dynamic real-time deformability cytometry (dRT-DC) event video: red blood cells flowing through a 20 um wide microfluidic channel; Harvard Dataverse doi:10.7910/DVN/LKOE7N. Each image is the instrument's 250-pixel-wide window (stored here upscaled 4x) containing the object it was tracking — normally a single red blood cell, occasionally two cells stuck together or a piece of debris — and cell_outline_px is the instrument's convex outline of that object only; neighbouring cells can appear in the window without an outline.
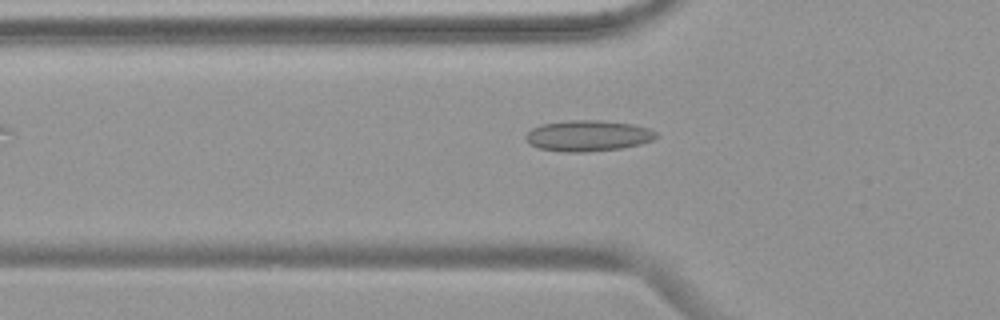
{"species": "common noctule bat (a hibernating species)", "species_latin": "Nyctalus noctula", "temperature_condition": "warm", "stored_images_in_passage": 37, "camera_frame_rate_fps": 3000, "um_per_image_px": 0.085, "animal": {"sex": "female", "body_mass_g": 19.9}, "frame": {"image": 1, "passage_image": 4, "time_ms": 1.0, "image_size_px": [1000, 320], "cell_outline_px": [[660, 136], [652, 140], [640, 144], [620, 148], [584, 152], [560, 152], [540, 148], [528, 144], [524, 136], [532, 128], [544, 124], [568, 120], [600, 120], [632, 124], [648, 128], [656, 132]], "centroid_in_image_um": [49.97, 11.54], "position_along_channel_um": 75.8, "area_um2": 23.52}}
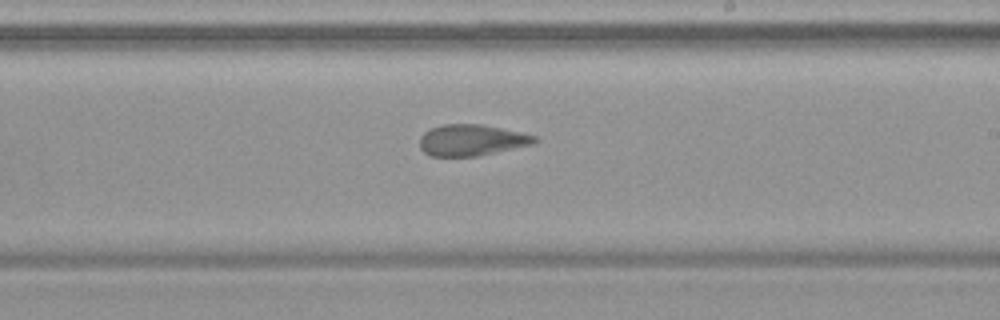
{"frame": {"image": 2, "passage_image": 18, "time_ms": 5.667, "image_size_px": [1000, 320], "cell_outline_px": [[540, 140], [532, 144], [476, 156], [432, 156], [424, 152], [420, 148], [420, 136], [424, 132], [432, 128], [444, 124], [480, 124], [520, 132], [536, 136]], "centroid_in_image_um": [40.07, 11.91], "position_along_channel_um": 248.9, "area_um2": 20.69}}
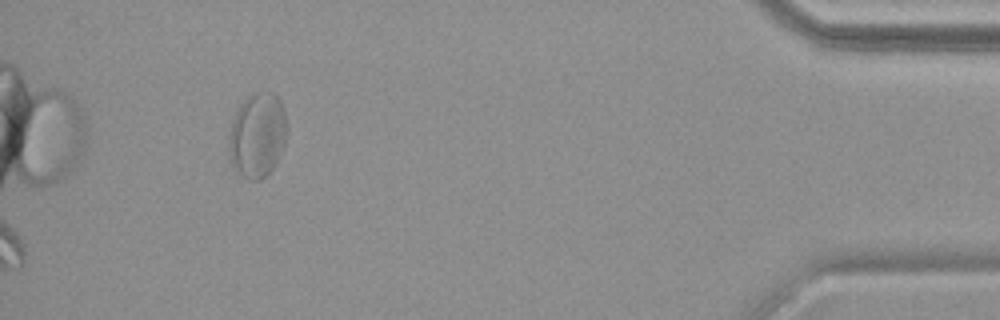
{"frame": {"image": 3, "passage_image": 36, "time_ms": 11.667, "image_size_px": [1000, 320], "cell_outline_px": [[288, 128], [284, 148], [276, 164], [260, 180], [252, 180], [236, 172], [232, 168], [228, 148], [228, 136], [232, 120], [244, 96], [260, 92], [272, 92], [280, 100], [284, 108]], "centroid_in_image_um": [21.88, 11.48], "position_along_channel_um": 413.3, "area_um2": 29.25}}